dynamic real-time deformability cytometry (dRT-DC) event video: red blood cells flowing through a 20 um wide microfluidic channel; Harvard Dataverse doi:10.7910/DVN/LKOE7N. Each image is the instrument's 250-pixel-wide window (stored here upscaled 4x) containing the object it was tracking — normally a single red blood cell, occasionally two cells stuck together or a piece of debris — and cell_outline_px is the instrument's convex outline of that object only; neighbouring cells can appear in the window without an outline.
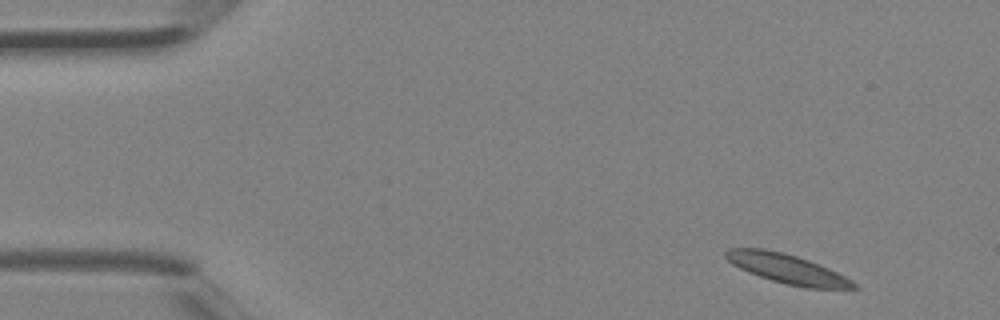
{"species": "Egyptian fruit bat (a non-hibernating species)", "species_latin": "Rousettus aegyptiacus", "temperature_condition": "room temperature", "stored_images_in_passage": 3, "camera_frame_rate_fps": 3000, "um_per_image_px": 0.085, "animal": {"sex": "female"}, "frame": {"image": 1, "passage_image": 1, "time_ms": 0.0, "image_size_px": [1000, 320], "cell_outline_px": [[860, 288], [804, 288], [772, 280], [748, 272], [732, 264], [724, 256], [724, 252], [728, 248], [764, 248], [784, 252], [808, 260], [828, 268], [852, 280]], "centroid_in_image_um": [66.88, 22.83], "position_along_channel_um": 18.1, "area_um2": 21.73}}
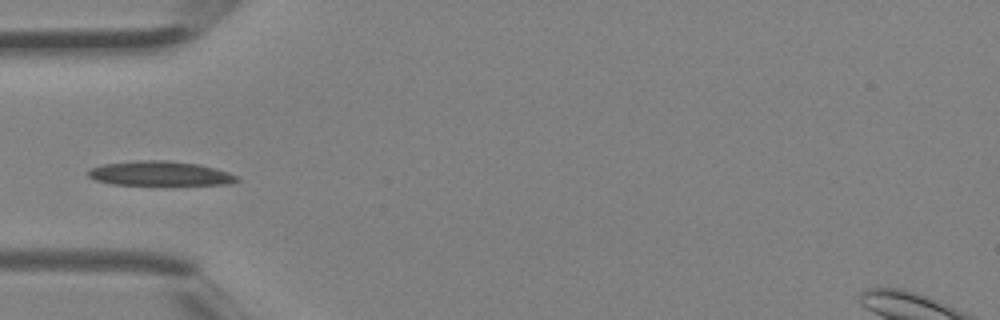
{"frame": {"image": 2, "passage_image": 3, "time_ms": 0.667, "image_size_px": [1000, 320], "cell_outline_px": [[240, 180], [232, 184], [168, 188], [112, 184], [96, 180], [88, 176], [88, 168], [100, 164], [140, 160], [168, 160], [200, 164], [228, 172], [236, 176]], "centroid_in_image_um": [13.64, 14.81], "position_along_channel_um": 71.4, "area_um2": 22.89}}